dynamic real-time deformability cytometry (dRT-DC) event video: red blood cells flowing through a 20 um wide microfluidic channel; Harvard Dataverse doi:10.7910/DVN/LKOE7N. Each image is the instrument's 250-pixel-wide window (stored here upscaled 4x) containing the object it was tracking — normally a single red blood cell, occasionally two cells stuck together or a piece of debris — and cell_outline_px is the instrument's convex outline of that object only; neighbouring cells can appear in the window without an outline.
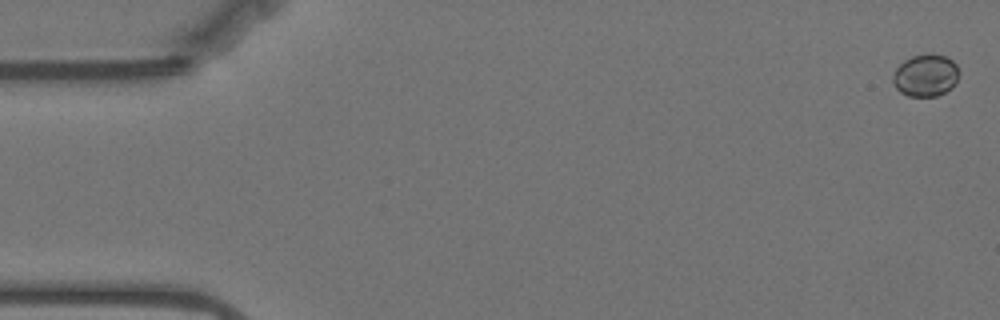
{"species": "Egyptian fruit bat (a non-hibernating species)", "species_latin": "Rousettus aegyptiacus", "temperature_condition": "warm", "stored_images_in_passage": 59, "camera_frame_rate_fps": 3000, "um_per_image_px": 0.085, "animal": {"sex": "female"}, "frame": {"image": 1, "passage_image": 2, "time_ms": 0.333, "image_size_px": [1000, 320], "cell_outline_px": [[960, 72], [956, 84], [952, 88], [936, 96], [908, 96], [900, 92], [896, 88], [892, 80], [892, 76], [896, 68], [904, 60], [912, 56], [928, 52], [932, 52], [948, 56], [956, 64]], "centroid_in_image_um": [78.7, 6.38], "position_along_channel_um": 6.3, "area_um2": 16.7}}
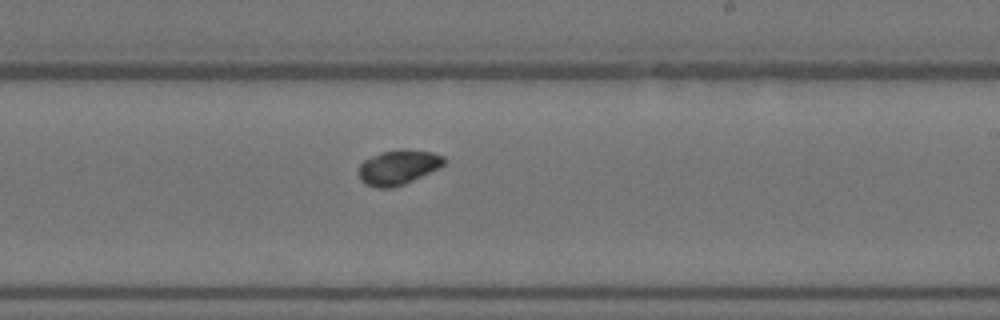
{"frame": {"image": 2, "passage_image": 35, "time_ms": 11.333, "image_size_px": [1000, 320], "cell_outline_px": [[448, 160], [440, 168], [404, 184], [392, 188], [376, 188], [364, 184], [360, 180], [360, 164], [364, 160], [380, 152], [404, 148], [432, 152], [444, 156]], "centroid_in_image_um": [33.88, 14.21], "position_along_channel_um": 255.1, "area_um2": 17.51}}
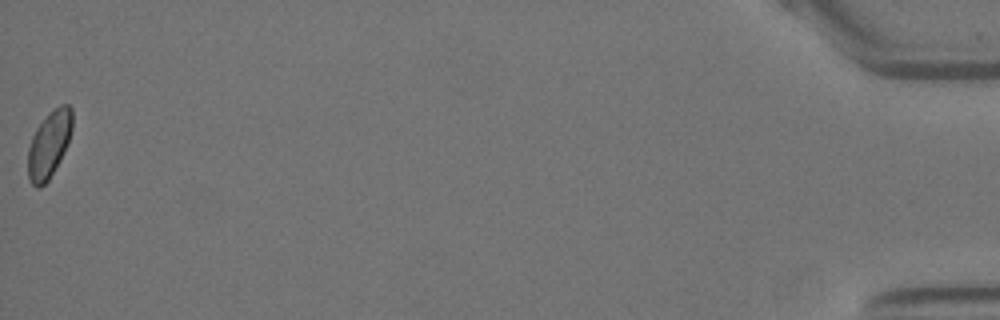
{"frame": {"image": 3, "passage_image": 59, "time_ms": 19.333, "image_size_px": [1000, 320], "cell_outline_px": [[72, 128], [64, 152], [60, 160], [48, 180], [40, 188], [36, 188], [32, 184], [28, 176], [28, 148], [32, 136], [36, 128], [60, 104], [68, 104], [72, 108]], "centroid_in_image_um": [4.16, 12.3], "position_along_channel_um": 431.0, "area_um2": 16.88}}